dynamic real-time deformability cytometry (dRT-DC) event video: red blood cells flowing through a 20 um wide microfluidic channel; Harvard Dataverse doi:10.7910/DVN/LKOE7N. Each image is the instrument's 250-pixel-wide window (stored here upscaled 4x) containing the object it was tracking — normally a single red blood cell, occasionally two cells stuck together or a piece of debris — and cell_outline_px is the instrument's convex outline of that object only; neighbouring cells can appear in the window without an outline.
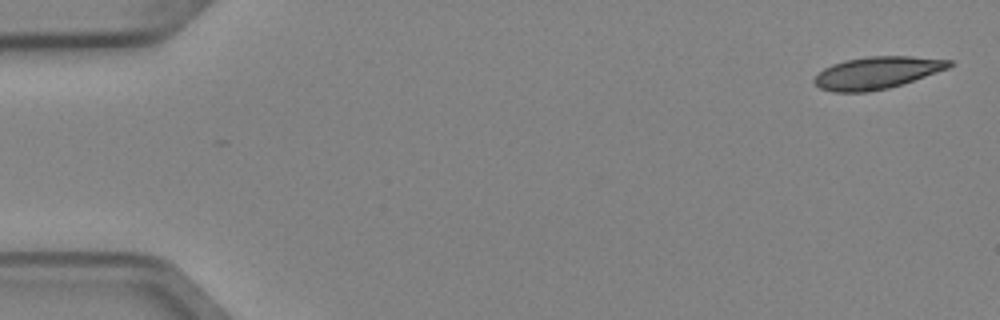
{"species": "Egyptian fruit bat (a non-hibernating species)", "species_latin": "Rousettus aegyptiacus", "temperature_condition": "cold", "stored_images_in_passage": 4, "camera_frame_rate_fps": 3000, "um_per_image_px": 0.085, "animal": {"sex": "female"}, "frame": {"image": 1, "passage_image": 1, "time_ms": 0.0, "image_size_px": [1000, 320], "cell_outline_px": [[956, 64], [948, 68], [888, 88], [864, 92], [832, 92], [820, 88], [812, 80], [824, 68], [832, 64], [844, 60], [868, 56], [912, 56], [956, 60]], "centroid_in_image_um": [74.56, 6.17], "position_along_channel_um": 10.4, "area_um2": 25.26}}